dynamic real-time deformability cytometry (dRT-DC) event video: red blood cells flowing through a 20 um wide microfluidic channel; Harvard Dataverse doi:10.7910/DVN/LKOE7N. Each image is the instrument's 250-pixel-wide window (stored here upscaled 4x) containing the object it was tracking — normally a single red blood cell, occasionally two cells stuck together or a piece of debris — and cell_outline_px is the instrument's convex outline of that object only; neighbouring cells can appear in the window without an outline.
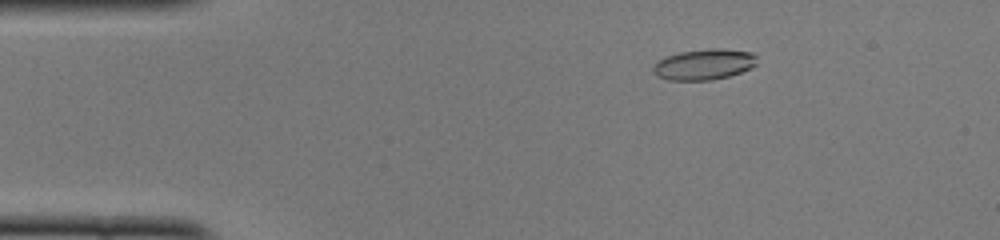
{"species": "common noctule bat (a hibernating species)", "species_latin": "Nyctalus noctula", "temperature_condition": "cold", "stored_images_in_passage": 50, "camera_frame_rate_fps": 3000, "um_per_image_px": 0.085, "animal": {"sex": "female", "body_mass_g": 22.0, "forearm_length_mm": 56.7}, "frame": {"image": 1, "passage_image": 8, "time_ms": 2.333, "image_size_px": [1000, 240], "cell_outline_px": [[756, 64], [752, 68], [728, 76], [712, 80], [668, 80], [656, 76], [652, 72], [652, 68], [660, 60], [668, 56], [680, 52], [708, 48], [720, 48], [752, 52], [756, 56]], "centroid_in_image_um": [59.85, 5.47], "position_along_channel_um": 25.1, "area_um2": 18.61}}
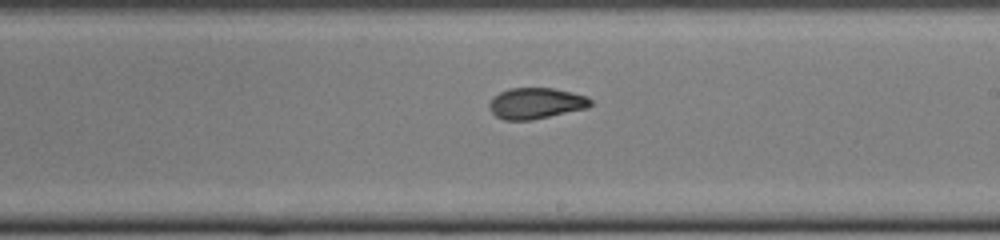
{"frame": {"image": 2, "passage_image": 29, "time_ms": 9.333, "image_size_px": [1000, 240], "cell_outline_px": [[592, 104], [588, 108], [532, 120], [504, 120], [496, 116], [488, 108], [488, 104], [500, 92], [508, 88], [552, 88], [572, 92], [588, 96], [592, 100]], "centroid_in_image_um": [45.58, 8.78], "position_along_channel_um": 243.4, "area_um2": 18.38}}
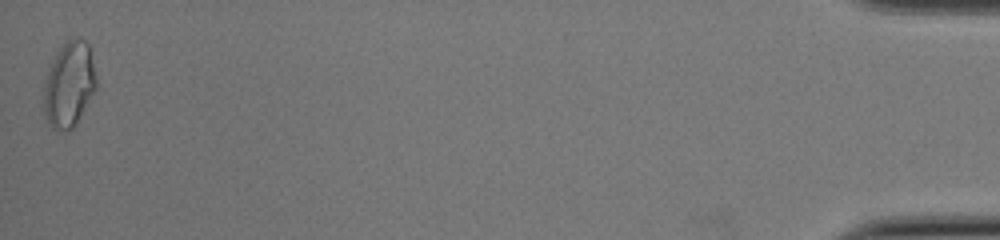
{"frame": {"image": 3, "passage_image": 50, "time_ms": 16.333, "image_size_px": [1000, 240], "cell_outline_px": [[96, 88], [76, 124], [72, 128], [64, 132], [56, 132], [52, 128], [44, 112], [44, 80], [56, 52], [72, 36], [84, 40], [88, 44], [96, 76]], "centroid_in_image_um": [5.86, 7.2], "position_along_channel_um": 429.3, "area_um2": 26.01}, "authors_computed_cell_mechanics": {"area_um2": 18.9584, "velocity_mm_per_s": 4.0016, "shape_relaxation_time_tau1_ms": null, "shape_relaxation_time_tau2_ms": 1.7754, "deformation_change_tau1": null, "deformation_change_tau2": 0.0722}}